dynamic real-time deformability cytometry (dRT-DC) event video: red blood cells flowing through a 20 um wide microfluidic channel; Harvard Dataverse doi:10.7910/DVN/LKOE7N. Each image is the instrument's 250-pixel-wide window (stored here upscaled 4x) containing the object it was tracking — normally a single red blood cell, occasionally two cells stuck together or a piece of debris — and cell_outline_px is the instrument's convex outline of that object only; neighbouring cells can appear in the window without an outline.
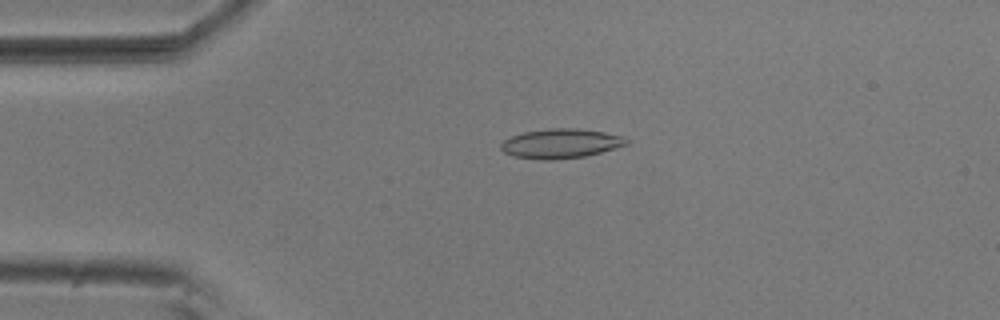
{"species": "common noctule bat (a hibernating species)", "species_latin": "Nyctalus noctula", "temperature_condition": "room temperature", "stored_images_in_passage": 54, "camera_frame_rate_fps": 3000, "um_per_image_px": 0.085, "animal": {"sex": "male", "body_mass_g": 20.5, "forearm_length_mm": 52.5}, "frame": {"image": 1, "passage_image": 12, "time_ms": 3.667, "image_size_px": [1000, 320], "cell_outline_px": [[628, 144], [600, 152], [584, 156], [552, 160], [544, 160], [512, 156], [504, 152], [500, 148], [500, 144], [504, 140], [512, 136], [524, 132], [548, 128], [576, 128], [604, 132], [624, 136], [628, 140]], "centroid_in_image_um": [47.65, 12.19], "position_along_channel_um": 37.4, "area_um2": 21.5}}
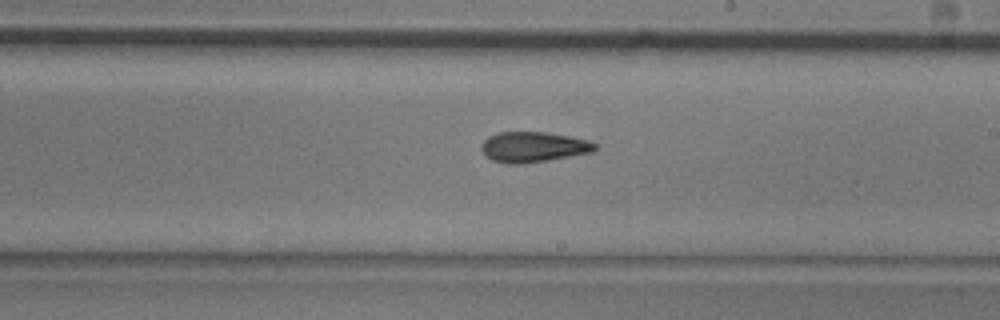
{"frame": {"image": 2, "passage_image": 31, "time_ms": 10.0, "image_size_px": [1000, 320], "cell_outline_px": [[596, 148], [592, 152], [548, 160], [520, 164], [504, 164], [492, 160], [480, 148], [480, 144], [488, 136], [500, 132], [544, 132], [572, 136], [588, 140], [596, 144]], "centroid_in_image_um": [45.32, 12.49], "position_along_channel_um": 243.7, "area_um2": 20.11}}
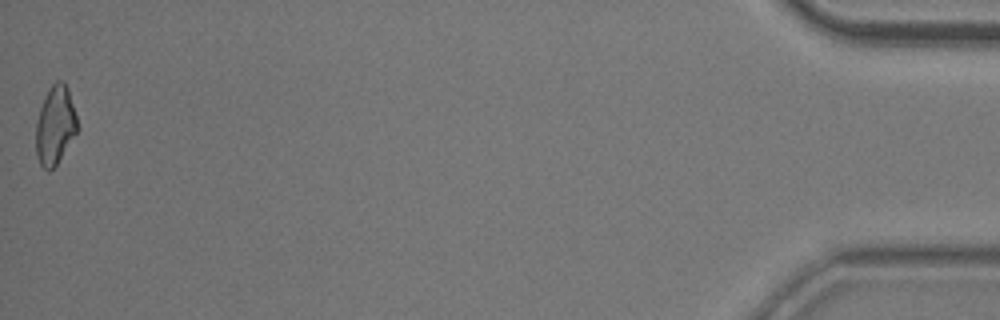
{"frame": {"image": 3, "passage_image": 54, "time_ms": 17.667, "image_size_px": [1000, 320], "cell_outline_px": [[80, 128], [56, 164], [48, 172], [40, 164], [36, 156], [36, 120], [40, 108], [48, 88], [56, 80], [64, 80], [68, 88]], "centroid_in_image_um": [4.7, 10.62], "position_along_channel_um": 430.5, "area_um2": 19.13}, "authors_computed_cell_mechanics": {"area_um2": 20.0855, "velocity_mm_per_s": 3.7222, "shape_relaxation_time_tau1_ms": 5.4884, "shape_relaxation_time_tau2_ms": 4.628, "deformation_change_tau1": 0.159, "deformation_change_tau2": 0.133}}